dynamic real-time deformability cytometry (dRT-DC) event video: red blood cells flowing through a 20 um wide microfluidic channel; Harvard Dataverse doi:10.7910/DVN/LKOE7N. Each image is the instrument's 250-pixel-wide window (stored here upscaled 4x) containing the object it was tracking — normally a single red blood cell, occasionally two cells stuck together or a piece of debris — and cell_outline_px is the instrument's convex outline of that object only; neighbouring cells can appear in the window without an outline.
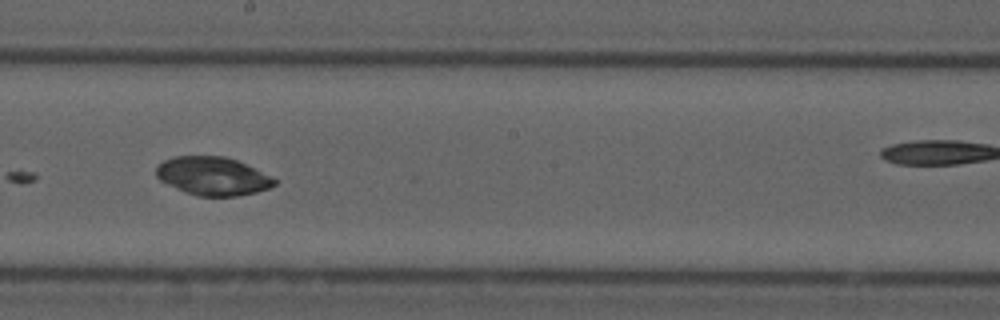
{"species": "common noctule bat (a hibernating species)", "species_latin": "Nyctalus noctula", "temperature_condition": "cold", "stored_images_in_passage": 8, "camera_frame_rate_fps": 3000, "um_per_image_px": 0.085, "animal": {"sex": "male", "forearm_length_mm": 52.5}, "frame": {"image": 1, "passage_image": 5, "time_ms": 4.667, "image_size_px": [1000, 320], "cell_outline_px": [[276, 184], [268, 188], [256, 192], [236, 196], [196, 196], [176, 188], [160, 180], [156, 176], [156, 168], [164, 160], [172, 156], [224, 156], [236, 160], [272, 176], [276, 180]], "centroid_in_image_um": [18.08, 14.97], "position_along_channel_um": 230.1, "area_um2": 26.3}}